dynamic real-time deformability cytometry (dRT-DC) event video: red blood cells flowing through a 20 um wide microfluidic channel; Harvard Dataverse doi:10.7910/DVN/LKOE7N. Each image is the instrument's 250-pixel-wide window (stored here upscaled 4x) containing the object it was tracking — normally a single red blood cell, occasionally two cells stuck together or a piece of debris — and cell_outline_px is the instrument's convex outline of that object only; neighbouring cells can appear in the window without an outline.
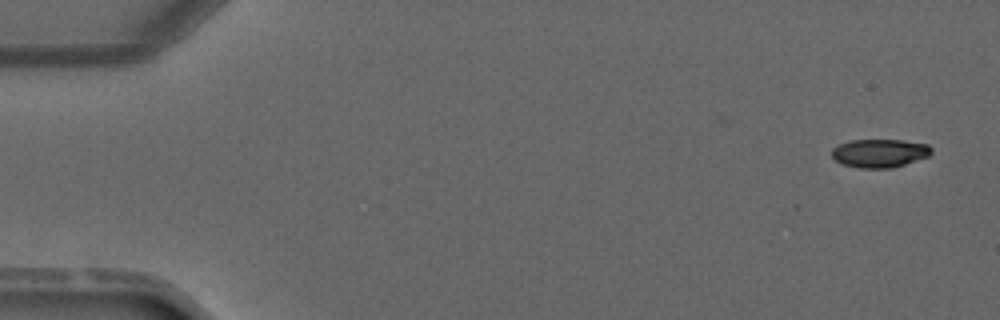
{"species": "common noctule bat (a hibernating species)", "species_latin": "Nyctalus noctula", "temperature_condition": "warm", "stored_images_in_passage": 4, "camera_frame_rate_fps": 3000, "um_per_image_px": 0.085, "animal": {"sex": "male", "forearm_length_mm": 52.5}, "frame": {"image": 1, "passage_image": 1, "time_ms": 0.0, "image_size_px": [1000, 320], "cell_outline_px": [[932, 152], [928, 156], [892, 168], [860, 168], [844, 164], [836, 160], [832, 156], [832, 148], [840, 144], [852, 140], [904, 140], [928, 144], [932, 148]], "centroid_in_image_um": [74.79, 13.01], "position_along_channel_um": 10.2, "area_um2": 16.36}}
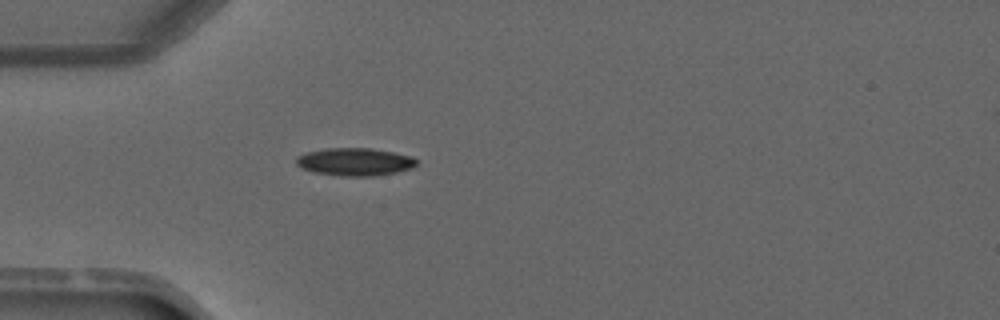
{"frame": {"image": 2, "passage_image": 4, "time_ms": 3.667, "image_size_px": [1000, 320], "cell_outline_px": [[416, 164], [412, 168], [396, 172], [372, 176], [340, 176], [312, 172], [296, 164], [296, 156], [308, 152], [324, 148], [372, 148], [412, 156], [416, 160]], "centroid_in_image_um": [30.14, 13.75], "position_along_channel_um": 54.9, "area_um2": 19.42}}